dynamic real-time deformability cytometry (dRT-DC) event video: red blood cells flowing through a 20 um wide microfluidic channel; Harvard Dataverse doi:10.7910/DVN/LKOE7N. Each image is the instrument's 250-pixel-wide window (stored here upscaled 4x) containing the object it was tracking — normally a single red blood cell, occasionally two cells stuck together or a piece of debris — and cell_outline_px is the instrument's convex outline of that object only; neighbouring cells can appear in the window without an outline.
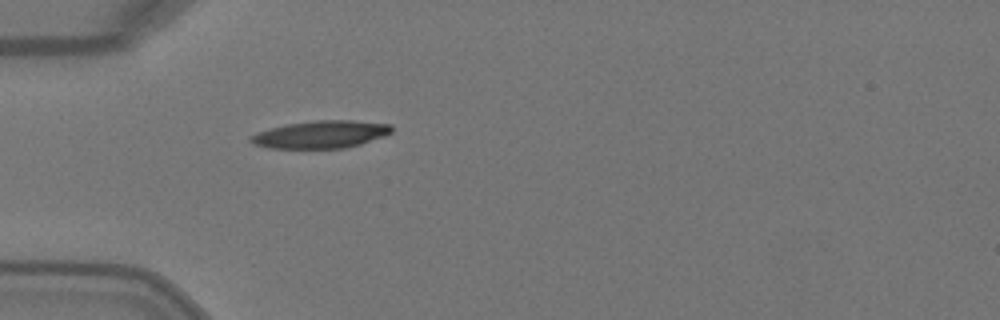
{"species": "Egyptian fruit bat (a non-hibernating species)", "species_latin": "Rousettus aegyptiacus", "temperature_condition": "warm", "stored_images_in_passage": 1, "camera_frame_rate_fps": 3000, "um_per_image_px": 0.085, "animal": {"sex": "female"}, "frame": {"image": 1, "passage_image": 1, "time_ms": 0.0, "image_size_px": [1000, 320], "cell_outline_px": [[392, 132], [384, 136], [360, 144], [344, 148], [268, 148], [252, 144], [248, 140], [248, 136], [256, 132], [288, 124], [316, 120], [352, 120], [392, 124]], "centroid_in_image_um": [27.25, 11.42], "position_along_channel_um": 57.8, "area_um2": 22.66}}